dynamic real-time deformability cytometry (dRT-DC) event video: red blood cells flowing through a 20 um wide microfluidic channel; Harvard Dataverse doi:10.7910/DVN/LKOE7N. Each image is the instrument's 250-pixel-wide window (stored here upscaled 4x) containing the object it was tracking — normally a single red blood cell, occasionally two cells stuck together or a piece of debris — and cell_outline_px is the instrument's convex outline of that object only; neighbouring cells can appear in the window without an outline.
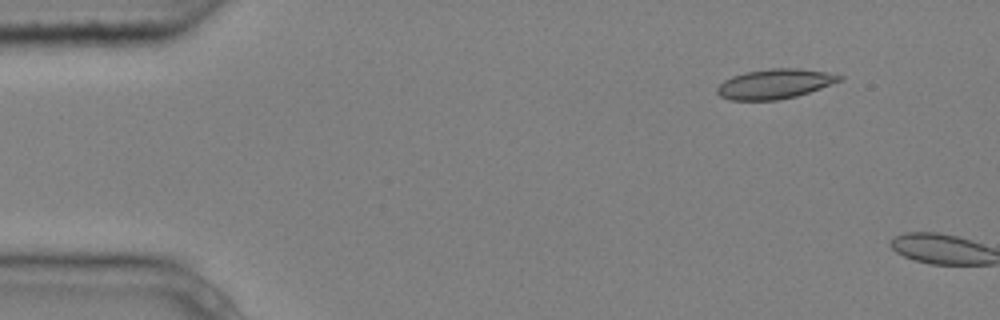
{"species": "common noctule bat (a hibernating species)", "species_latin": "Nyctalus noctula", "temperature_condition": "cold", "stored_images_in_passage": 2, "camera_frame_rate_fps": 3000, "um_per_image_px": 0.085, "animal": {"sex": "male", "body_mass_g": 20.4}, "frame": {"image": 1, "passage_image": 1, "time_ms": 0.0, "image_size_px": [1000, 320], "cell_outline_px": [[844, 80], [796, 96], [776, 100], [728, 100], [720, 96], [716, 92], [716, 88], [724, 80], [732, 76], [744, 72], [768, 68], [796, 68], [824, 72], [844, 76]], "centroid_in_image_um": [65.83, 7.13], "position_along_channel_um": 19.2, "area_um2": 21.21}}